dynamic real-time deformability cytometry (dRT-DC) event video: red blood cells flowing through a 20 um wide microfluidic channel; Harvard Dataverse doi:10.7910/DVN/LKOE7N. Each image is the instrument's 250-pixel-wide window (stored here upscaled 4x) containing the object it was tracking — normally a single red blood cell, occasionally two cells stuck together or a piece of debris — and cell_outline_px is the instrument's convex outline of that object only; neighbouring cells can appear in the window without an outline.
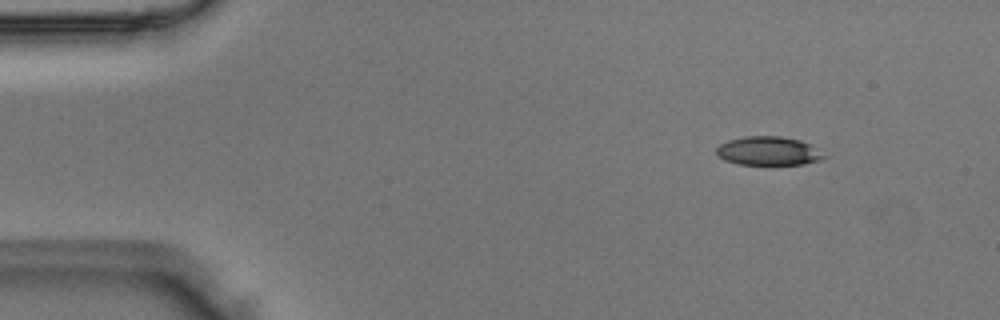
{"species": "Egyptian fruit bat (a non-hibernating species)", "species_latin": "Rousettus aegyptiacus", "temperature_condition": "room temperature", "stored_images_in_passage": 49, "camera_frame_rate_fps": 3000, "um_per_image_px": 0.085, "animal": {"sex": "male"}, "frame": {"image": 1, "passage_image": 5, "time_ms": 1.333, "image_size_px": [1000, 320], "cell_outline_px": [[828, 156], [820, 160], [804, 164], [736, 164], [724, 160], [716, 152], [716, 148], [720, 144], [728, 140], [744, 136], [780, 136], [800, 140], [812, 144]], "centroid_in_image_um": [65.35, 12.82], "position_along_channel_um": 19.7, "area_um2": 18.15}}
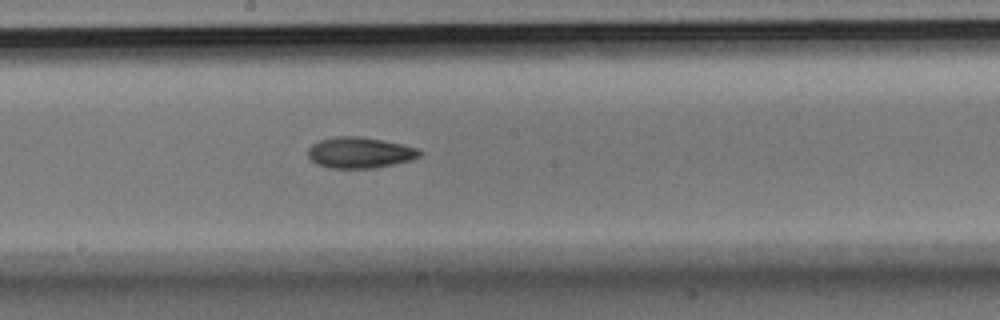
{"frame": {"image": 2, "passage_image": 26, "time_ms": 8.333, "image_size_px": [1000, 320], "cell_outline_px": [[424, 152], [420, 156], [412, 160], [376, 168], [332, 168], [316, 164], [308, 156], [308, 148], [312, 144], [320, 140], [336, 136], [360, 136], [384, 140], [404, 144], [416, 148]], "centroid_in_image_um": [30.61, 12.97], "position_along_channel_um": 217.6, "area_um2": 20.35}}
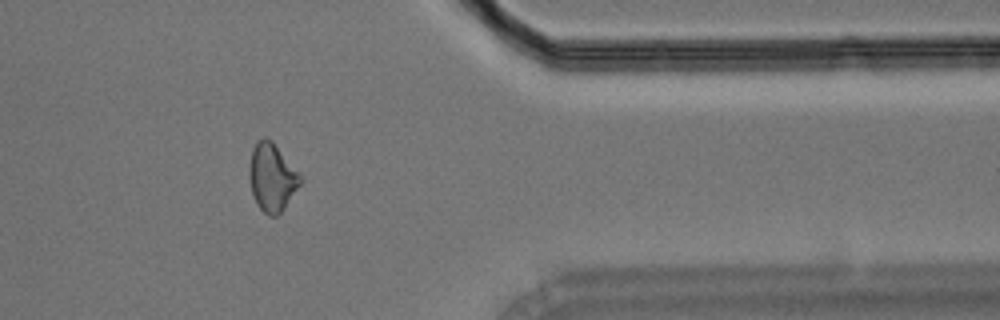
{"frame": {"image": 3, "passage_image": 40, "time_ms": 13.0, "image_size_px": [1000, 320], "cell_outline_px": [[304, 176], [300, 184], [284, 208], [276, 216], [268, 216], [256, 204], [252, 192], [248, 176], [248, 168], [252, 148], [256, 140], [264, 136], [272, 140]], "centroid_in_image_um": [23.12, 15.02], "position_along_channel_um": 388.3, "area_um2": 20.63}}